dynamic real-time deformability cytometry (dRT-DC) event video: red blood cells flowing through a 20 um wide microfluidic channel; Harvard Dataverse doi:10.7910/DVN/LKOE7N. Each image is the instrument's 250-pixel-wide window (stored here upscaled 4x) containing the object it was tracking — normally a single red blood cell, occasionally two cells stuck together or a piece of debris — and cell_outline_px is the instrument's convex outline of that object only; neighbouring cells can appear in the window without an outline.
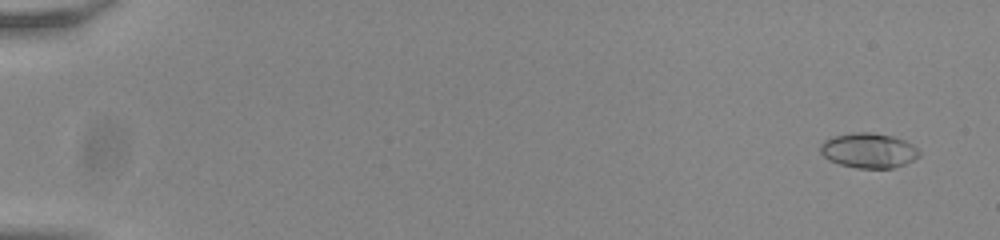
{"species": "common noctule bat (a hibernating species)", "species_latin": "Nyctalus noctula", "temperature_condition": "room temperature", "stored_images_in_passage": 56, "camera_frame_rate_fps": 3000, "um_per_image_px": 0.085, "animal": {"sex": "male", "body_mass_g": 20.0, "forearm_length_mm": 53.3}, "frame": {"image": 1, "passage_image": 4, "time_ms": 1.0, "image_size_px": [1000, 240], "cell_outline_px": [[920, 156], [904, 164], [892, 168], [856, 168], [840, 164], [828, 160], [820, 152], [820, 144], [824, 140], [832, 136], [852, 132], [872, 132], [892, 136], [904, 140], [912, 144], [920, 152]], "centroid_in_image_um": [73.8, 12.78], "position_along_channel_um": 11.2, "area_um2": 20.23}}
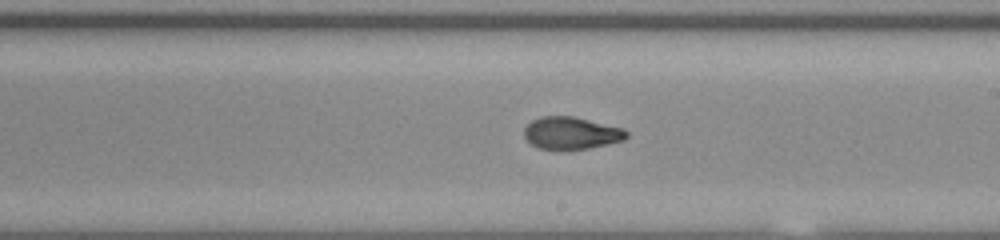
{"frame": {"image": 2, "passage_image": 35, "time_ms": 11.333, "image_size_px": [1000, 240], "cell_outline_px": [[628, 136], [624, 140], [608, 144], [588, 148], [560, 152], [536, 148], [524, 136], [524, 128], [532, 120], [540, 116], [572, 116], [624, 128], [628, 132]], "centroid_in_image_um": [48.54, 11.34], "position_along_channel_um": 240.5, "area_um2": 19.77}}
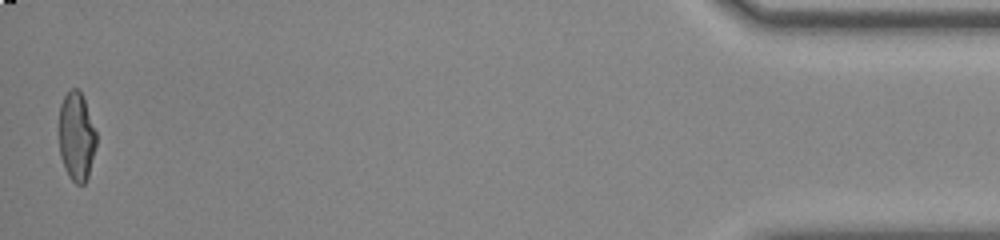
{"frame": {"image": 3, "passage_image": 56, "time_ms": 18.333, "image_size_px": [1000, 240], "cell_outline_px": [[96, 144], [88, 176], [84, 184], [76, 184], [68, 176], [64, 168], [60, 156], [60, 104], [64, 96], [72, 88], [76, 88], [80, 92], [84, 100], [96, 132]], "centroid_in_image_um": [6.49, 11.63], "position_along_channel_um": 428.7, "area_um2": 18.96}, "authors_computed_cell_mechanics": {"area_um2": 19.5653, "velocity_mm_per_s": 3.842, "shape_relaxation_time_tau1_ms": 10.289, "shape_relaxation_time_tau2_ms": 1.1918, "deformation_change_tau1": 0.3325, "deformation_change_tau2": 0.0668}}